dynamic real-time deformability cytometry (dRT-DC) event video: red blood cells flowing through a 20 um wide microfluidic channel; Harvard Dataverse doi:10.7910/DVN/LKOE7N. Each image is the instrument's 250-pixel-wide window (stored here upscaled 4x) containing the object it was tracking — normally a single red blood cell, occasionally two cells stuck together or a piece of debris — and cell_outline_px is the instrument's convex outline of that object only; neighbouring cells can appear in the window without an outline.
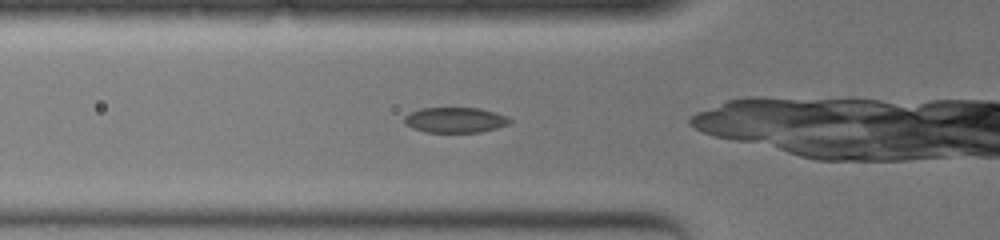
{"species": "common noctule bat (a hibernating species)", "species_latin": "Nyctalus noctula", "temperature_condition": "warm", "stored_images_in_passage": 29, "camera_frame_rate_fps": 3000, "um_per_image_px": 0.085, "animal": {"sex": "female", "body_mass_g": 19.0, "forearm_length_mm": 51.5}, "frame": {"image": 1, "passage_image": 10, "time_ms": 3.0, "image_size_px": [1000, 240], "cell_outline_px": [[512, 120], [508, 124], [496, 128], [480, 132], [424, 132], [412, 128], [404, 124], [404, 116], [420, 108], [480, 108], [496, 112], [508, 116]], "centroid_in_image_um": [38.69, 10.2], "position_along_channel_um": 87.1, "area_um2": 15.66}}
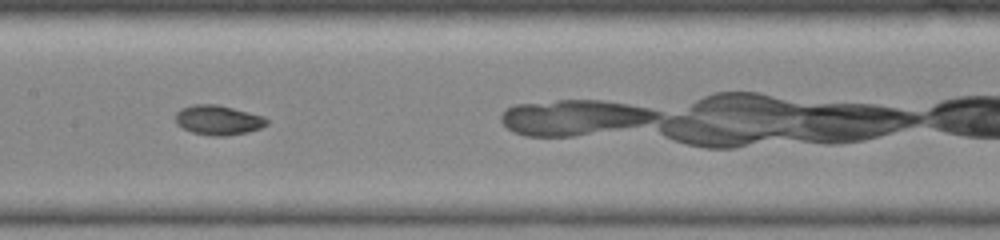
{"frame": {"image": 2, "passage_image": 18, "time_ms": 5.667, "image_size_px": [1000, 240], "cell_outline_px": [[268, 124], [260, 128], [248, 132], [228, 136], [212, 136], [192, 132], [176, 124], [176, 112], [180, 108], [192, 104], [216, 104], [264, 116], [268, 120]], "centroid_in_image_um": [18.54, 10.21], "position_along_channel_um": 188.9, "area_um2": 15.84}}
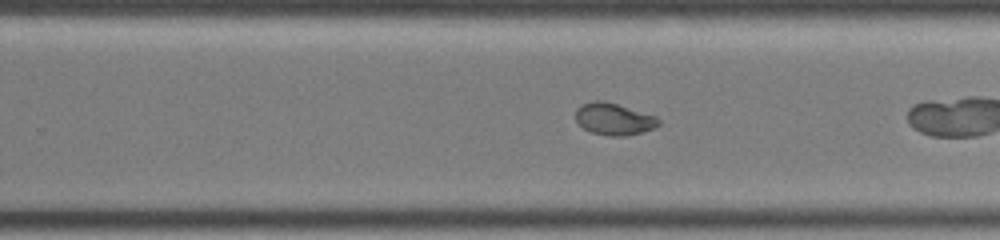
{"frame": {"image": 3, "passage_image": 25, "time_ms": 8.0, "image_size_px": [1000, 240], "cell_outline_px": [[660, 124], [652, 128], [628, 136], [608, 136], [592, 132], [584, 128], [576, 120], [576, 108], [580, 104], [596, 100], [604, 100], [656, 116], [660, 120]], "centroid_in_image_um": [52.16, 10.11], "position_along_channel_um": 277.6, "area_um2": 15.37}}